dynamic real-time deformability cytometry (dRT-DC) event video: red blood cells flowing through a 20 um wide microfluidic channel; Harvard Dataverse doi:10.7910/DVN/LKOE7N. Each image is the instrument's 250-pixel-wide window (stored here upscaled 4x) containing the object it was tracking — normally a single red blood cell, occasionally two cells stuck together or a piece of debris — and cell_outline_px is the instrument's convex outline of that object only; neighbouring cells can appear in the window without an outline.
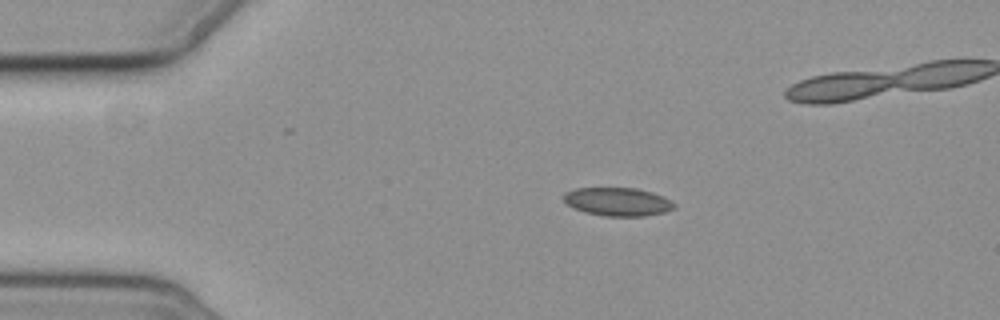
{"species": "common noctule bat (a hibernating species)", "species_latin": "Nyctalus noctula", "temperature_condition": "cold", "stored_images_in_passage": 10, "camera_frame_rate_fps": 3000, "um_per_image_px": 0.085, "animal": {"sex": "female", "body_mass_g": 19.3, "forearm_length_mm": 54.1}, "frame": {"image": 1, "passage_image": 2, "time_ms": 1.333, "image_size_px": [1000, 320], "cell_outline_px": [[676, 208], [664, 212], [644, 216], [604, 216], [588, 212], [576, 208], [568, 204], [564, 200], [564, 192], [576, 188], [636, 188], [652, 192], [672, 200], [676, 204]], "centroid_in_image_um": [52.56, 17.14], "position_along_channel_um": 32.4, "area_um2": 18.15}}
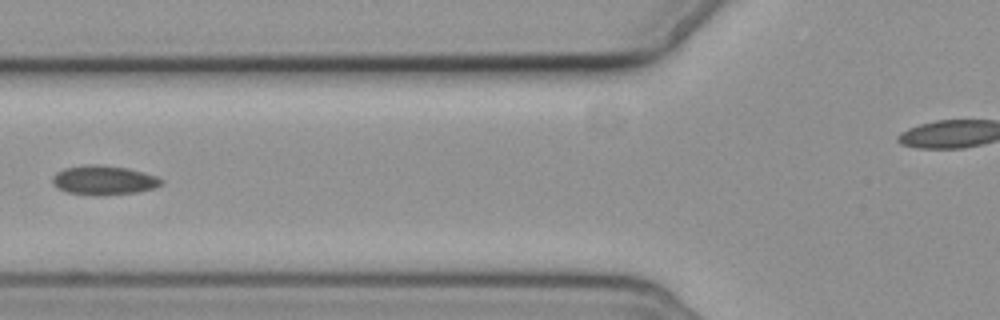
{"frame": {"image": 2, "passage_image": 5, "time_ms": 5.0, "image_size_px": [1000, 320], "cell_outline_px": [[164, 184], [152, 188], [136, 192], [104, 196], [100, 196], [68, 192], [56, 188], [52, 184], [52, 176], [56, 172], [64, 168], [84, 164], [96, 164], [128, 168], [144, 172], [156, 176], [164, 180]], "centroid_in_image_um": [8.8, 15.31], "position_along_channel_um": 117.0, "area_um2": 18.84}}
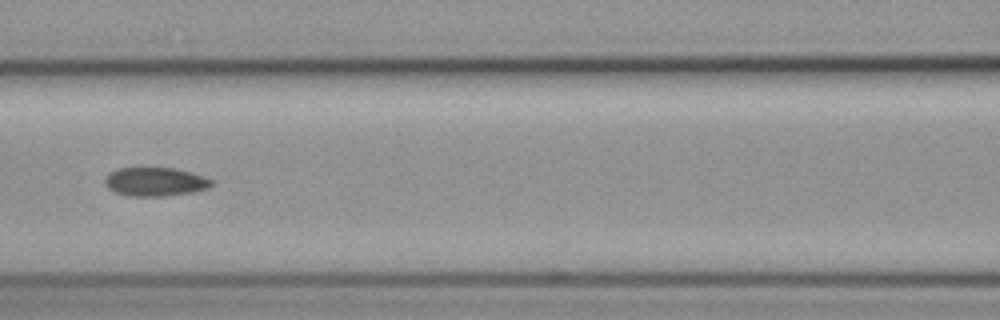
{"frame": {"image": 3, "passage_image": 6, "time_ms": 6.0, "image_size_px": [1000, 320], "cell_outline_px": [[212, 184], [208, 188], [192, 192], [164, 196], [128, 196], [116, 192], [108, 188], [104, 184], [104, 180], [108, 172], [120, 168], [176, 168], [204, 176], [212, 180]], "centroid_in_image_um": [13.17, 15.45], "position_along_channel_um": 153.4, "area_um2": 17.86}}